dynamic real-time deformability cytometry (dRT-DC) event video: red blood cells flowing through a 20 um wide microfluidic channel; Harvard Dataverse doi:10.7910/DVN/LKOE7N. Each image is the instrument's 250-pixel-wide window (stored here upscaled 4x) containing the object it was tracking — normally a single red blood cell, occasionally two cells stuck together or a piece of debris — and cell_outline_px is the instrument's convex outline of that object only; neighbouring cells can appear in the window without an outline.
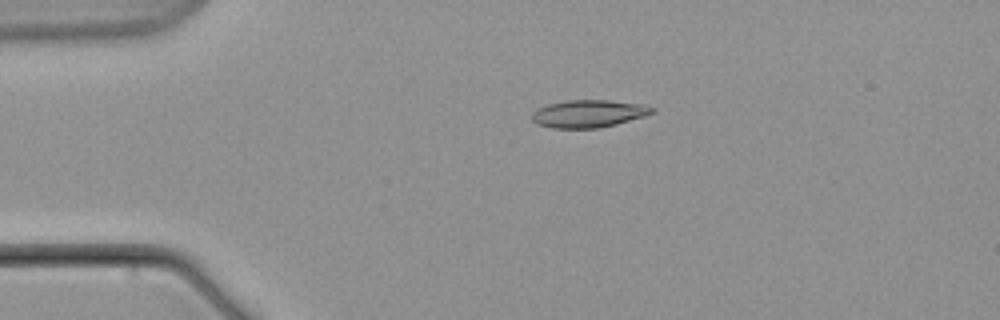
{"species": "common noctule bat (a hibernating species)", "species_latin": "Nyctalus noctula", "temperature_condition": "warm", "stored_images_in_passage": 6, "camera_frame_rate_fps": 3000, "um_per_image_px": 0.085, "animal": {"sex": "male", "body_mass_g": 21.5, "forearm_length_mm": 52.0}, "frame": {"image": 1, "passage_image": 4, "time_ms": 3.667, "image_size_px": [1000, 320], "cell_outline_px": [[656, 112], [644, 116], [616, 124], [600, 128], [552, 128], [536, 124], [532, 120], [532, 112], [548, 104], [564, 100], [608, 100], [644, 104], [656, 108]], "centroid_in_image_um": [50.05, 9.66], "position_along_channel_um": 34.9, "area_um2": 19.42}}